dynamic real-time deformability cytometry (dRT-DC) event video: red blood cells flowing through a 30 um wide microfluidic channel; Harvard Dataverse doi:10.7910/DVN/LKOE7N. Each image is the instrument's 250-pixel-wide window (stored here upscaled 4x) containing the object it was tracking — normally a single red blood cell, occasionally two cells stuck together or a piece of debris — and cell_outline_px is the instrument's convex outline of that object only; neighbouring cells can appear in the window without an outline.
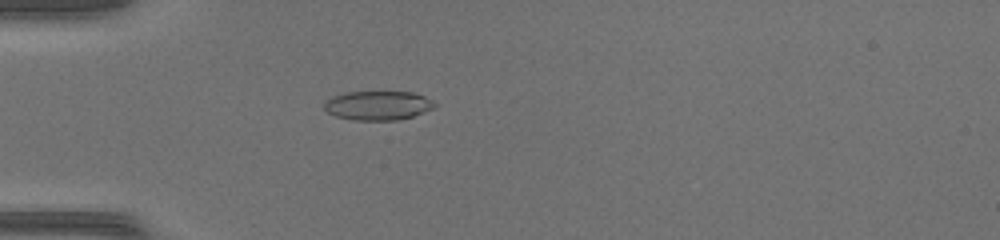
{"species": "common noctule bat (a hibernating species)", "species_latin": "Nyctalus noctula", "temperature_condition": "warm", "stored_images_in_passage": 43, "camera_frame_rate_fps": 3000, "um_per_image_px": 0.085, "animal": {"sex": "female", "body_mass_g": 17.0, "forearm_length_mm": 48.0}, "frame": {"image": 1, "passage_image": 10, "time_ms": 3.0, "image_size_px": [1000, 240], "cell_outline_px": [[436, 104], [432, 108], [424, 112], [400, 120], [352, 120], [336, 116], [328, 112], [324, 108], [324, 104], [328, 100], [336, 96], [348, 92], [412, 92], [424, 96], [432, 100]], "centroid_in_image_um": [32.15, 8.97], "position_along_channel_um": 52.9, "area_um2": 18.5}}
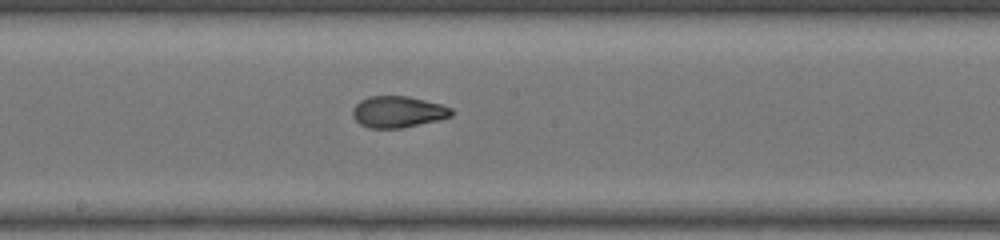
{"frame": {"image": 2, "passage_image": 22, "time_ms": 7.0, "image_size_px": [1000, 240], "cell_outline_px": [[452, 116], [440, 120], [400, 128], [368, 128], [360, 124], [352, 116], [352, 108], [360, 100], [368, 96], [408, 96], [440, 104], [452, 108]], "centroid_in_image_um": [33.8, 9.51], "position_along_channel_um": 214.4, "area_um2": 18.15}}
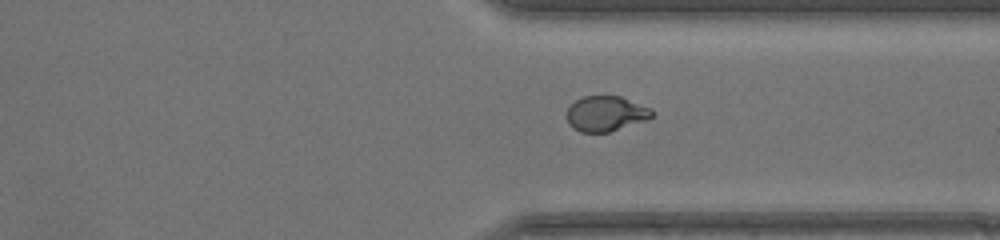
{"frame": {"image": 3, "passage_image": 32, "time_ms": 10.333, "image_size_px": [1000, 240], "cell_outline_px": [[652, 116], [648, 120], [608, 132], [580, 132], [572, 128], [568, 124], [564, 116], [568, 108], [576, 100], [584, 96], [620, 96], [652, 108]], "centroid_in_image_um": [51.47, 9.67], "position_along_channel_um": 359.9, "area_um2": 17.69}, "authors_computed_cell_mechanics": {"area_um2": 18.6694, "velocity_mm_per_s": 4.3817, "shape_relaxation_time_tau1_ms": 4.3011, "shape_relaxation_time_tau2_ms": 1.1596, "deformation_change_tau1": 0.2149, "deformation_change_tau2": 0.0691}}